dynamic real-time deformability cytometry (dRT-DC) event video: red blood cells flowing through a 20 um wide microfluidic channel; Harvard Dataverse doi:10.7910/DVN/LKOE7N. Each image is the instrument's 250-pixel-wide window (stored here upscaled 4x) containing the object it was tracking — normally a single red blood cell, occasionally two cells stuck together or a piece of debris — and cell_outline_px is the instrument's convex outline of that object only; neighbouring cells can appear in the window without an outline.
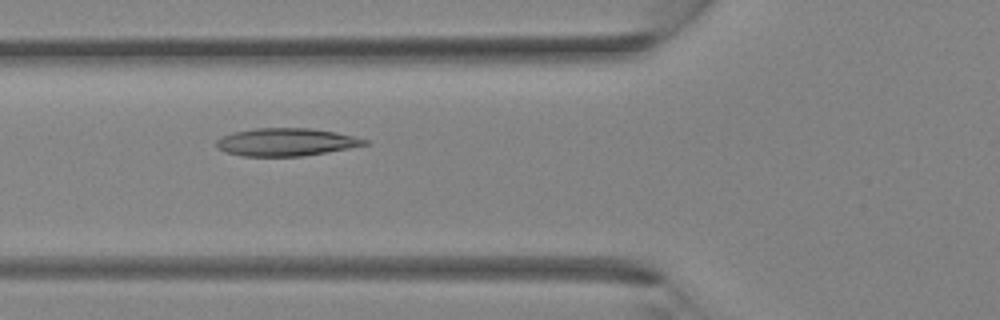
{"species": "Egyptian fruit bat (a non-hibernating species)", "species_latin": "Rousettus aegyptiacus", "temperature_condition": "room temperature", "stored_images_in_passage": 25, "camera_frame_rate_fps": 3000, "um_per_image_px": 0.085, "animal": {"sex": "female"}, "frame": {"image": 1, "passage_image": 3, "time_ms": 0.667, "image_size_px": [1000, 320], "cell_outline_px": [[368, 144], [348, 148], [304, 156], [244, 156], [224, 152], [216, 144], [216, 140], [232, 132], [256, 128], [308, 128], [336, 132], [368, 140]], "centroid_in_image_um": [24.3, 12.07], "position_along_channel_um": 101.5, "area_um2": 23.76}}
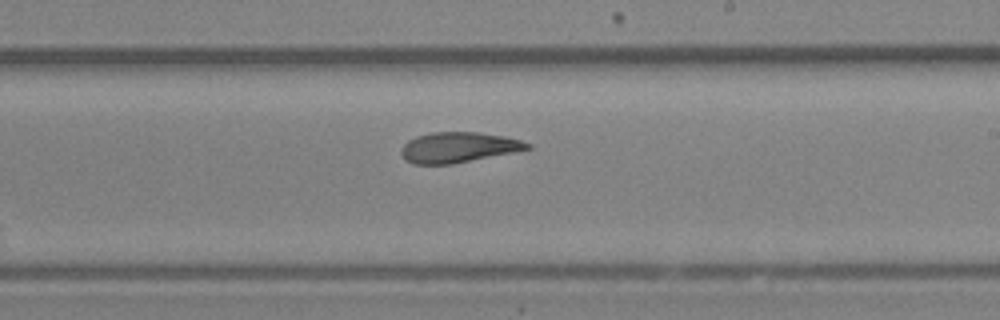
{"frame": {"image": 2, "passage_image": 11, "time_ms": 3.333, "image_size_px": [1000, 320], "cell_outline_px": [[532, 148], [452, 164], [412, 164], [404, 160], [400, 152], [400, 148], [408, 140], [416, 136], [432, 132], [480, 132], [504, 136], [520, 140], [532, 144]], "centroid_in_image_um": [38.91, 12.52], "position_along_channel_um": 250.1, "area_um2": 22.37}}
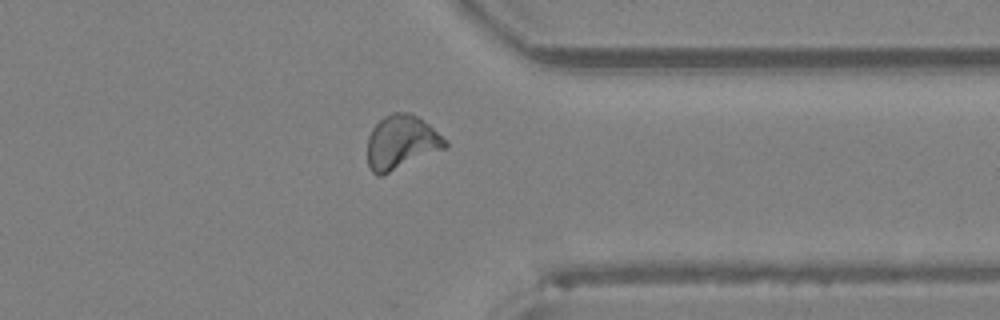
{"frame": {"image": 3, "passage_image": 18, "time_ms": 5.667, "image_size_px": [1000, 320], "cell_outline_px": [[448, 144], [444, 148], [380, 176], [376, 176], [368, 168], [368, 136], [372, 128], [384, 116], [392, 112], [408, 112], [416, 116], [428, 124], [448, 140]], "centroid_in_image_um": [34.08, 12.08], "position_along_channel_um": 377.3, "area_um2": 24.16}}